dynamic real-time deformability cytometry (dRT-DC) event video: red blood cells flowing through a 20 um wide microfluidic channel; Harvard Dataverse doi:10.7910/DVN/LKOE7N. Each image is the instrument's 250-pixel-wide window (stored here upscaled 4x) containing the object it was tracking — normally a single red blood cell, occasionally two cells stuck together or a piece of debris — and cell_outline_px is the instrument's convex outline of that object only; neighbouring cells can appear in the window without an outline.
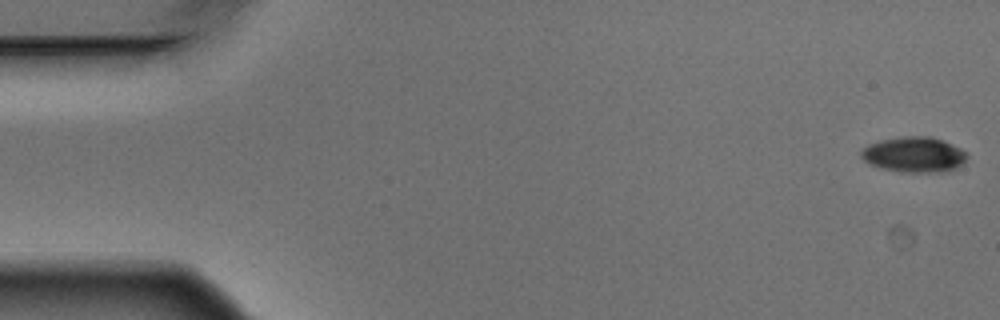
{"species": "Egyptian fruit bat (a non-hibernating species)", "species_latin": "Rousettus aegyptiacus", "temperature_condition": "warm", "stored_images_in_passage": 6, "camera_frame_rate_fps": 3000, "um_per_image_px": 0.085, "animal": {"sex": "male"}, "frame": {"image": 1, "passage_image": 1, "time_ms": 0.0, "image_size_px": [1000, 320], "cell_outline_px": [[968, 156], [956, 168], [948, 172], [900, 172], [880, 168], [868, 164], [860, 156], [860, 152], [868, 144], [880, 140], [900, 136], [932, 136], [960, 148], [968, 152]], "centroid_in_image_um": [77.67, 13.14], "position_along_channel_um": 7.3, "area_um2": 22.08}}
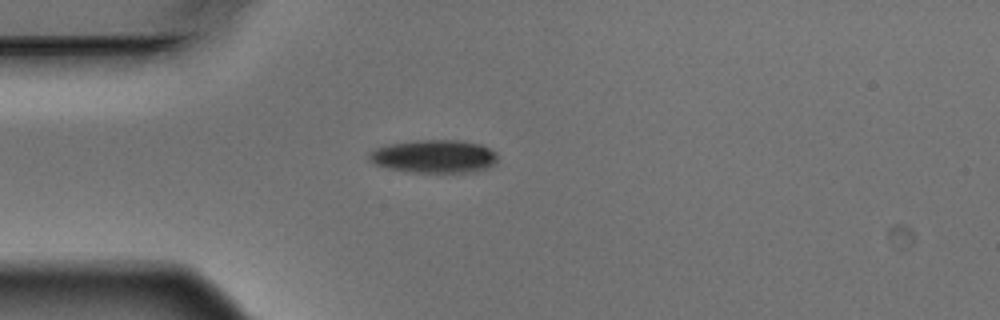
{"frame": {"image": 2, "passage_image": 5, "time_ms": 1.333, "image_size_px": [1000, 320], "cell_outline_px": [[496, 160], [488, 168], [472, 172], [412, 172], [388, 168], [376, 164], [368, 160], [368, 152], [376, 148], [388, 144], [416, 140], [460, 140], [480, 144], [496, 152]], "centroid_in_image_um": [36.87, 13.28], "position_along_channel_um": 48.1, "area_um2": 24.74}}